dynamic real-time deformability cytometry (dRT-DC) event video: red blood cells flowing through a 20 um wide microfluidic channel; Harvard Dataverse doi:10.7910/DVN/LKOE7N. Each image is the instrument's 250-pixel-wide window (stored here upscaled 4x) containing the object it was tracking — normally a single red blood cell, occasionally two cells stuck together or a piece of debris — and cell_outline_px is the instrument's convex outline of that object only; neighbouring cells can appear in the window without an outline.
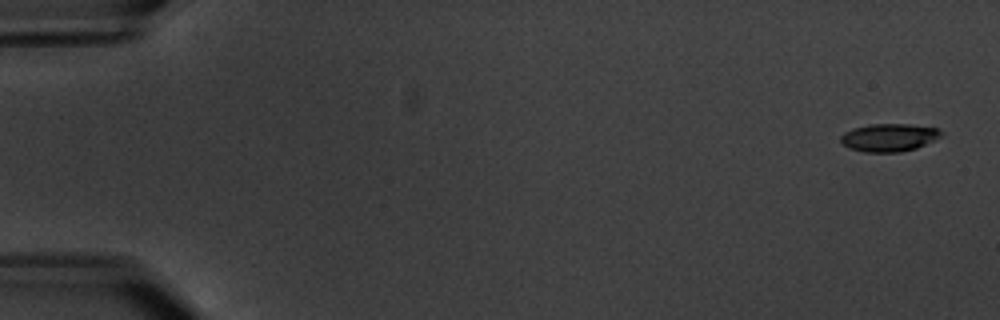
{"species": "common noctule bat (a hibernating species)", "species_latin": "Nyctalus noctula", "temperature_condition": "warm", "stored_images_in_passage": 5, "camera_frame_rate_fps": 3000, "um_per_image_px": 0.085, "animal": {"sex": "male", "body_mass_g": 20.1, "forearm_length_mm": 53.5}, "frame": {"image": 1, "passage_image": 1, "time_ms": 0.0, "image_size_px": [1000, 320], "cell_outline_px": [[944, 132], [940, 136], [916, 148], [900, 152], [864, 152], [848, 148], [840, 140], [840, 136], [844, 132], [852, 128], [868, 124], [908, 124], [940, 128]], "centroid_in_image_um": [75.54, 11.68], "position_along_channel_um": 9.5, "area_um2": 16.36}}